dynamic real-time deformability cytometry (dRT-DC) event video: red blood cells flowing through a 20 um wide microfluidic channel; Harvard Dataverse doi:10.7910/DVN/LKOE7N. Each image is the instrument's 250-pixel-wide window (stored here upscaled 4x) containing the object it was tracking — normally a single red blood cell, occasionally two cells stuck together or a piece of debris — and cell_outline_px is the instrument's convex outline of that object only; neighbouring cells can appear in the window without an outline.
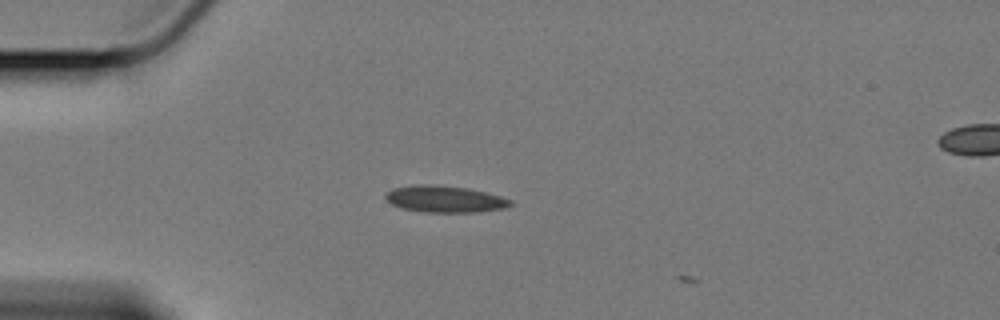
{"species": "Egyptian fruit bat (a non-hibernating species)", "species_latin": "Rousettus aegyptiacus", "temperature_condition": "cold", "stored_images_in_passage": 5, "camera_frame_rate_fps": 3000, "um_per_image_px": 0.085, "animal": {"sex": "female"}, "frame": {"image": 1, "passage_image": 4, "time_ms": 1.0, "image_size_px": [1000, 320], "cell_outline_px": [[512, 204], [504, 208], [472, 212], [424, 212], [400, 208], [392, 204], [384, 196], [392, 188], [412, 184], [428, 184], [468, 188], [500, 196], [512, 200]], "centroid_in_image_um": [37.76, 16.91], "position_along_channel_um": 47.2, "area_um2": 19.31}}